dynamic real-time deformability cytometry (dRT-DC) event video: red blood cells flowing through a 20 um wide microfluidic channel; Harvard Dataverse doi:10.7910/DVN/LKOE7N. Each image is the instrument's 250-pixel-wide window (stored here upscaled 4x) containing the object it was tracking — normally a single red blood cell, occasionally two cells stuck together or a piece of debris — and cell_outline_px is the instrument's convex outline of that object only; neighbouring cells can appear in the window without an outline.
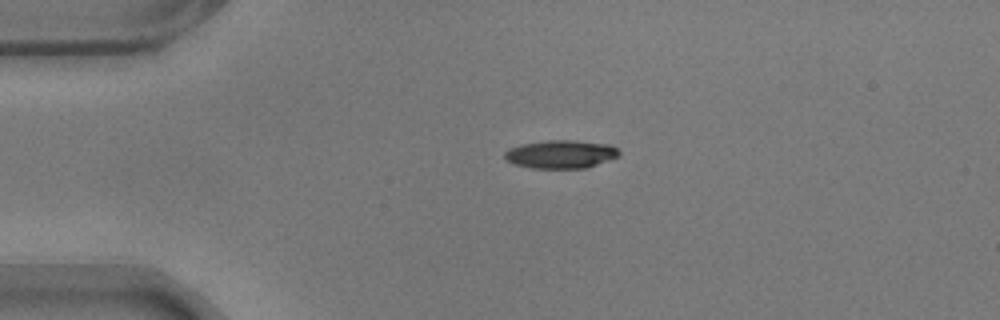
{"species": "common noctule bat (a hibernating species)", "species_latin": "Nyctalus noctula", "temperature_condition": "warm", "stored_images_in_passage": 45, "camera_frame_rate_fps": 3000, "um_per_image_px": 0.085, "animal": {"sex": "male", "body_mass_g": 17.9}, "frame": {"image": 1, "passage_image": 1, "time_ms": 0.0, "image_size_px": [1000, 320], "cell_outline_px": [[620, 156], [584, 168], [532, 168], [512, 164], [504, 156], [504, 152], [508, 148], [520, 144], [548, 140], [576, 140], [612, 144], [620, 152]], "centroid_in_image_um": [47.66, 13.09], "position_along_channel_um": 37.3, "area_um2": 18.96}}
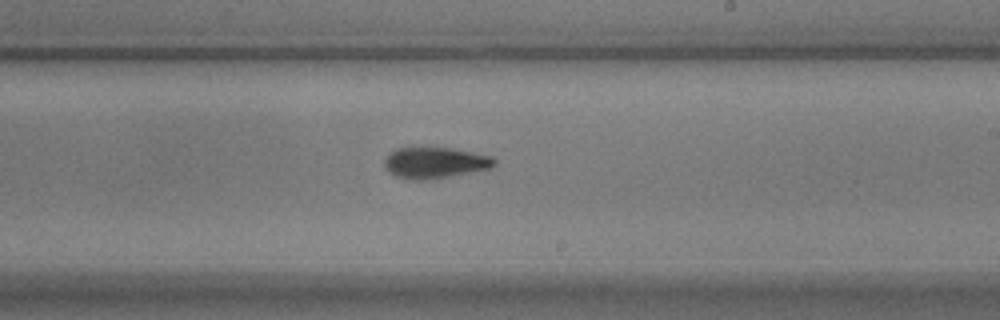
{"frame": {"image": 2, "passage_image": 22, "time_ms": 7.0, "image_size_px": [1000, 320], "cell_outline_px": [[496, 164], [488, 168], [448, 176], [420, 180], [416, 180], [396, 176], [388, 172], [384, 168], [384, 160], [396, 148], [448, 148], [472, 152], [492, 156], [496, 160]], "centroid_in_image_um": [36.94, 13.82], "position_along_channel_um": 252.1, "area_um2": 19.42}}
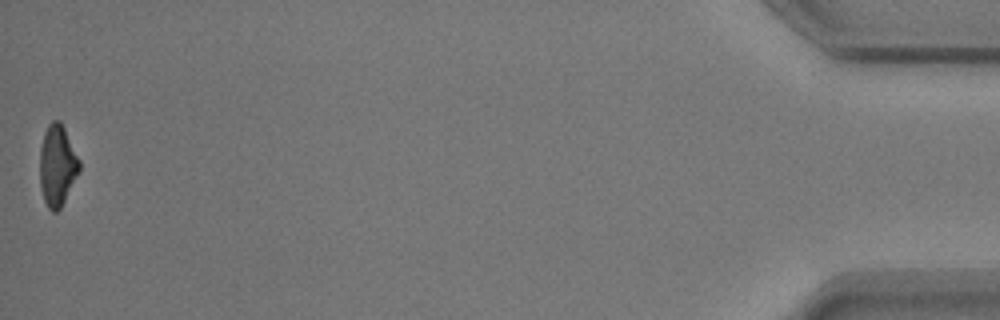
{"frame": {"image": 3, "passage_image": 45, "time_ms": 14.667, "image_size_px": [1000, 320], "cell_outline_px": [[80, 168], [60, 208], [56, 212], [52, 212], [48, 208], [44, 200], [40, 188], [40, 148], [44, 132], [48, 124], [52, 120], [60, 120], [80, 160]], "centroid_in_image_um": [4.85, 14.04], "position_along_channel_um": 430.4, "area_um2": 18.5}, "authors_computed_cell_mechanics": {"area_um2": 19.4208, "velocity_mm_per_s": 3.5518, "shape_relaxation_time_tau1_ms": 3.2918, "shape_relaxation_time_tau2_ms": 3.9381, "deformation_change_tau1": 0.154, "deformation_change_tau2": 0.1291}}